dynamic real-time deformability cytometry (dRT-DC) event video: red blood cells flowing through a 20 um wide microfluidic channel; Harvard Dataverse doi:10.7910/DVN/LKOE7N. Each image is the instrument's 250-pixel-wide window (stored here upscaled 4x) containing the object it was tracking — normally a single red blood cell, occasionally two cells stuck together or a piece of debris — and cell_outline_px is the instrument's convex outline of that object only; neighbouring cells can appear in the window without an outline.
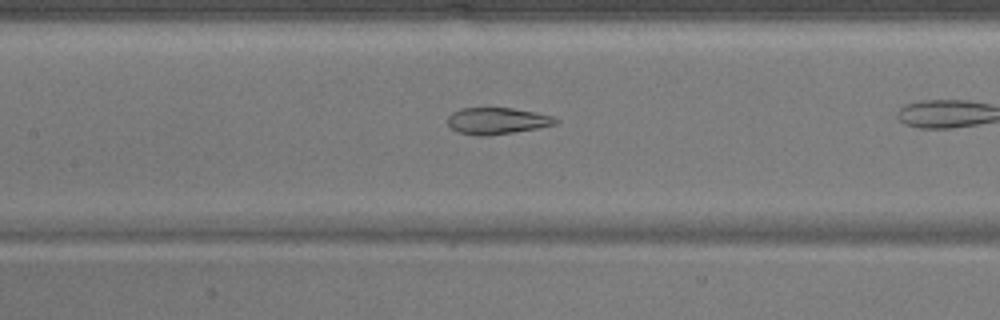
{"species": "common noctule bat (a hibernating species)", "species_latin": "Nyctalus noctula", "temperature_condition": "warm", "stored_images_in_passage": 24, "camera_frame_rate_fps": 3000, "um_per_image_px": 0.085, "animal": {"sex": "male", "body_mass_g": 17.9}, "frame": {"image": 1, "passage_image": 8, "time_ms": 2.333, "image_size_px": [1000, 320], "cell_outline_px": [[560, 120], [556, 124], [536, 128], [488, 136], [476, 136], [456, 132], [448, 124], [448, 116], [452, 112], [460, 108], [512, 108], [536, 112], [552, 116]], "centroid_in_image_um": [42.23, 10.27], "position_along_channel_um": 165.2, "area_um2": 16.76}}
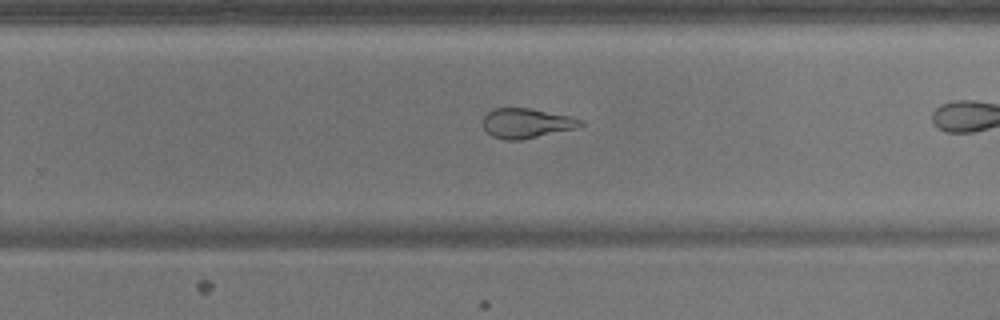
{"frame": {"image": 2, "passage_image": 17, "time_ms": 5.333, "image_size_px": [1000, 320], "cell_outline_px": [[584, 124], [576, 128], [520, 140], [504, 140], [492, 136], [484, 128], [484, 116], [488, 112], [496, 108], [532, 108], [572, 116], [584, 120]], "centroid_in_image_um": [44.79, 10.46], "position_along_channel_um": 285.0, "area_um2": 16.94}}